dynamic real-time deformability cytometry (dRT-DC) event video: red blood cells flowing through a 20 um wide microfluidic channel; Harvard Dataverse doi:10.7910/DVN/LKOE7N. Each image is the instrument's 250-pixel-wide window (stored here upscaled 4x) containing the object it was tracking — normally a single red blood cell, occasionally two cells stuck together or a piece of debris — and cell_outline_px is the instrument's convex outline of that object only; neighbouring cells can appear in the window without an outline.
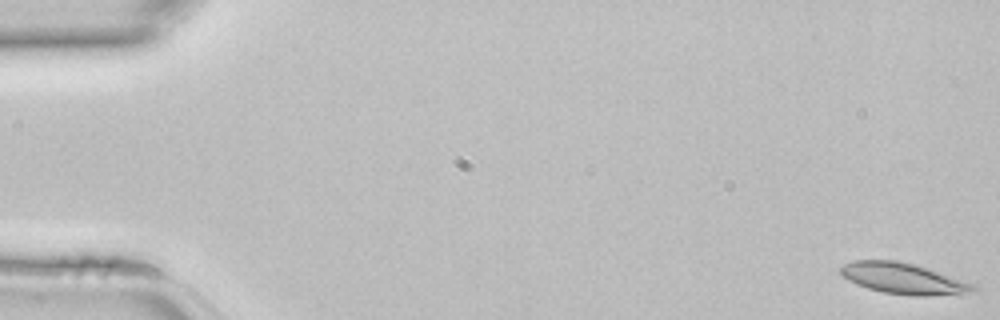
{"species": "common noctule bat (a hibernating species)", "species_latin": "Nyctalus noctula", "temperature_condition": "room temperature", "stored_images_in_passage": 45, "camera_frame_rate_fps": 3000, "um_per_image_px": 0.085, "animal": {"sex": "female", "body_mass_g": 22.7, "forearm_length_mm": 54.2}, "frame": {"image": 1, "passage_image": 1, "time_ms": 0.0, "image_size_px": [1000, 320], "cell_outline_px": [[976, 292], [928, 296], [912, 296], [884, 292], [868, 288], [856, 284], [840, 276], [840, 268], [844, 264], [852, 260], [896, 260], [928, 268], [972, 284], [976, 288]], "centroid_in_image_um": [76.73, 23.67], "position_along_channel_um": 8.3, "area_um2": 23.81}}
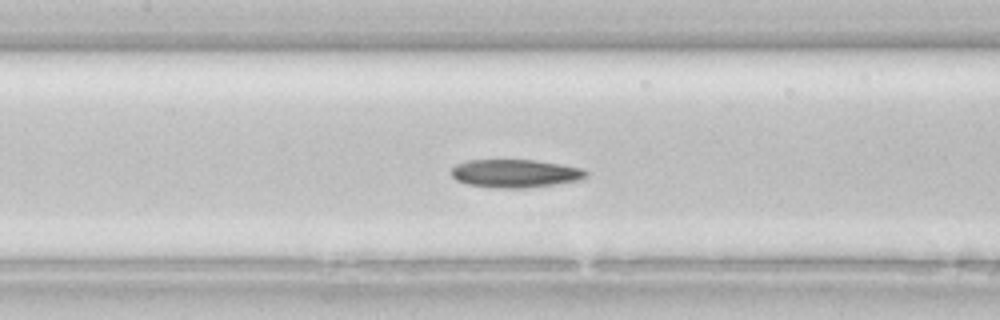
{"frame": {"image": 2, "passage_image": 21, "time_ms": 6.667, "image_size_px": [1000, 320], "cell_outline_px": [[588, 176], [584, 180], [524, 188], [492, 188], [468, 184], [456, 180], [452, 176], [452, 168], [456, 164], [468, 160], [536, 160], [584, 168], [588, 172]], "centroid_in_image_um": [43.84, 14.74], "position_along_channel_um": 163.6, "area_um2": 22.31}}
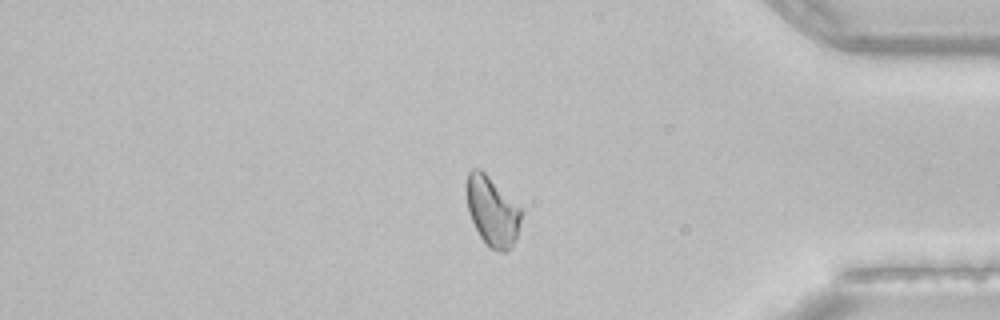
{"frame": {"image": 3, "passage_image": 38, "time_ms": 12.333, "image_size_px": [1000, 320], "cell_outline_px": [[524, 212], [512, 248], [508, 252], [500, 252], [488, 248], [480, 236], [468, 212], [464, 184], [468, 172], [472, 168], [480, 168]], "centroid_in_image_um": [41.81, 17.97], "position_along_channel_um": 393.4, "area_um2": 22.37}}